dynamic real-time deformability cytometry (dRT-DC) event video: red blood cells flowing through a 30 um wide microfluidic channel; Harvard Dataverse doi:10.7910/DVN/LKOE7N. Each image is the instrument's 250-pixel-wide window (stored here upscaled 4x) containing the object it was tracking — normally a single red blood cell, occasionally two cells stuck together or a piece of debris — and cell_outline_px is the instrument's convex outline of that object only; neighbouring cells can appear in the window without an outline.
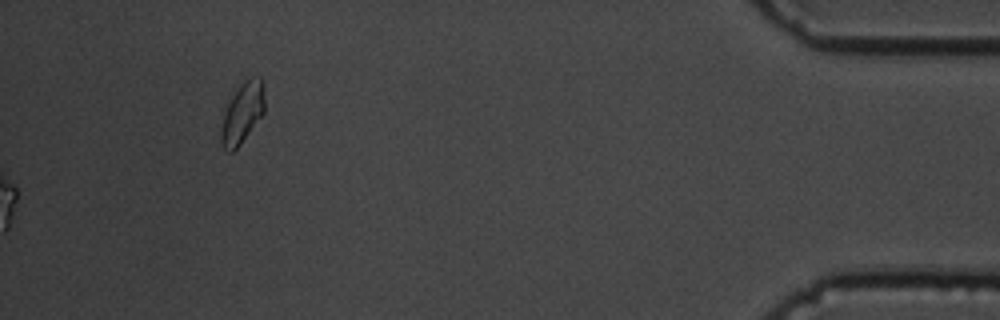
{"species": "common noctule bat (a hibernating species)", "species_latin": "Nyctalus noctula", "temperature_condition": "cold", "stored_images_in_passage": 42, "camera_frame_rate_fps": 3000, "um_per_image_px": 0.085, "animal": {"sex": "male", "body_mass_g": 19.5, "forearm_length_mm": 54.6}, "frame": {"image": 1, "passage_image": 42, "time_ms": 13.667, "image_size_px": [1000, 320], "cell_outline_px": [[264, 112], [240, 144], [232, 152], [228, 152], [224, 148], [220, 140], [220, 132], [224, 116], [228, 104], [232, 96], [240, 84], [244, 80], [260, 76], [264, 84]], "centroid_in_image_um": [20.61, 9.59], "position_along_channel_um": 414.6, "area_um2": 15.09}}